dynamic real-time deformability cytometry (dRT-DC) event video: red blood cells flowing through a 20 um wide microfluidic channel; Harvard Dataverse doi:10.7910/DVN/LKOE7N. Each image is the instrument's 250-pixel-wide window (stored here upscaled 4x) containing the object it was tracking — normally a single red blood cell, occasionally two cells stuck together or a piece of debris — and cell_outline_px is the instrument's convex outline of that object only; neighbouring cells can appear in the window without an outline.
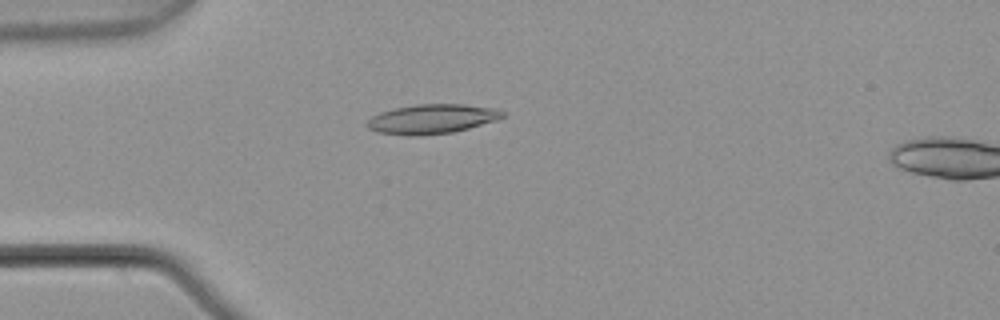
{"species": "common noctule bat (a hibernating species)", "species_latin": "Nyctalus noctula", "temperature_condition": "warm", "stored_images_in_passage": 4, "camera_frame_rate_fps": 3000, "um_per_image_px": 0.085, "animal": {"sex": "male", "body_mass_g": 21.5, "forearm_length_mm": 52.0}, "frame": {"image": 1, "passage_image": 3, "time_ms": 0.667, "image_size_px": [1000, 320], "cell_outline_px": [[504, 116], [496, 120], [468, 128], [452, 132], [420, 136], [408, 136], [376, 132], [368, 128], [364, 124], [372, 116], [380, 112], [396, 108], [416, 104], [464, 104], [496, 108], [504, 112]], "centroid_in_image_um": [36.68, 10.12], "position_along_channel_um": 48.3, "area_um2": 23.35}}